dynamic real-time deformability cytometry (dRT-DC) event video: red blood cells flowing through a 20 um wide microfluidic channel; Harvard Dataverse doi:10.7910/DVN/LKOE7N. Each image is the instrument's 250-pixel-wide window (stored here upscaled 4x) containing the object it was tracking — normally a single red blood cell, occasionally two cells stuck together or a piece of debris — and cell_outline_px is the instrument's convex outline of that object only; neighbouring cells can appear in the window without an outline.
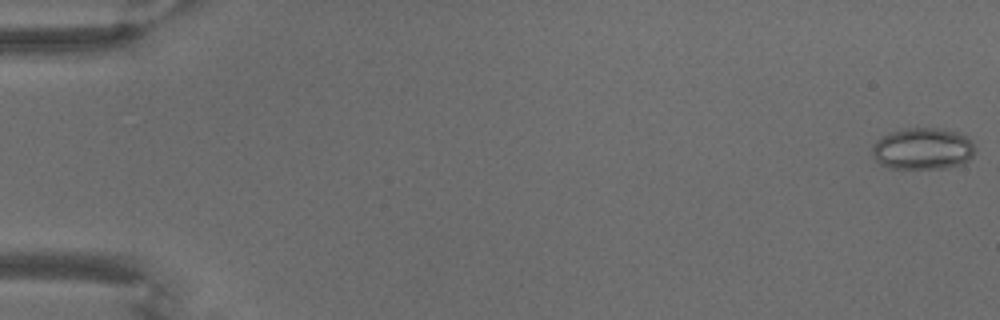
{"species": "common noctule bat (a hibernating species)", "species_latin": "Nyctalus noctula", "temperature_condition": "warm", "stored_images_in_passage": 72, "camera_frame_rate_fps": 3000, "um_per_image_px": 0.085, "animal": {"sex": "male", "body_mass_g": 18.8}, "frame": {"image": 1, "passage_image": 1, "time_ms": 0.0, "image_size_px": [1000, 320], "cell_outline_px": [[976, 148], [972, 156], [964, 164], [948, 168], [892, 168], [880, 164], [876, 160], [872, 152], [872, 144], [888, 132], [904, 128], [940, 128], [956, 132], [968, 136], [972, 140]], "centroid_in_image_um": [78.46, 12.63], "position_along_channel_um": 6.5, "area_um2": 25.32}}
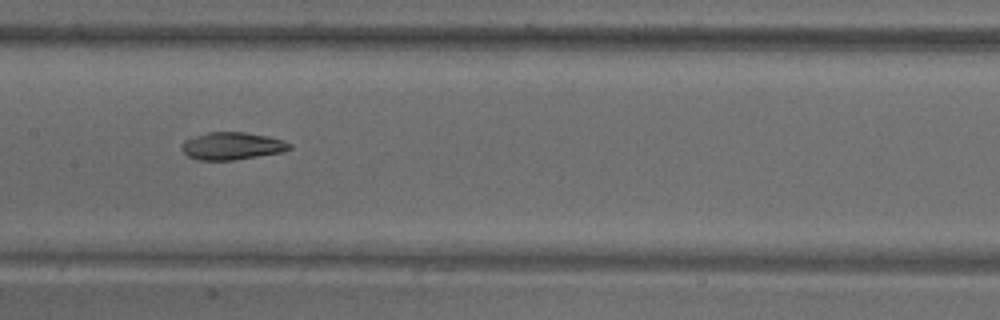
{"frame": {"image": 2, "passage_image": 37, "time_ms": 12.0, "image_size_px": [1000, 320], "cell_outline_px": [[292, 148], [284, 152], [236, 160], [196, 160], [188, 156], [180, 148], [180, 144], [184, 140], [208, 132], [244, 132], [268, 136], [284, 140], [292, 144]], "centroid_in_image_um": [19.74, 12.41], "position_along_channel_um": 187.7, "area_um2": 17.51}}
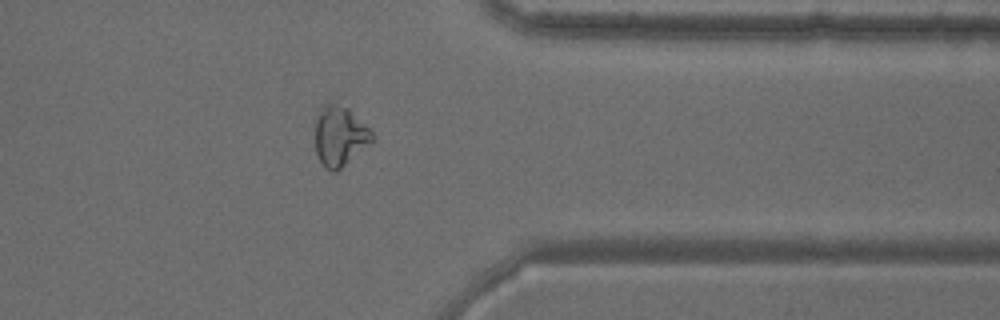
{"frame": {"image": 3, "passage_image": 58, "time_ms": 19.0, "image_size_px": [1000, 320], "cell_outline_px": [[372, 140], [336, 172], [332, 172], [324, 168], [316, 152], [316, 116], [320, 104], [328, 100], [332, 100], [348, 108], [372, 132]], "centroid_in_image_um": [28.81, 11.49], "position_along_channel_um": 382.6, "area_um2": 19.83}}